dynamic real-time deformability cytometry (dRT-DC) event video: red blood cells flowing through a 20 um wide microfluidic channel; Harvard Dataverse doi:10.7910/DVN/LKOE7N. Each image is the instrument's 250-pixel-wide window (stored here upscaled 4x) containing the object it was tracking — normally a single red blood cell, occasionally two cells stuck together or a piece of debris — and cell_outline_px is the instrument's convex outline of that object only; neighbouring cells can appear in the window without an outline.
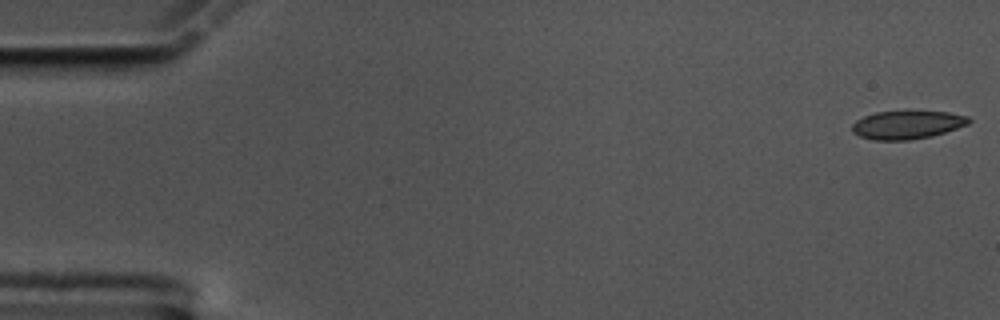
{"species": "common noctule bat (a hibernating species)", "species_latin": "Nyctalus noctula", "temperature_condition": "cold", "stored_images_in_passage": 10, "camera_frame_rate_fps": 3000, "um_per_image_px": 0.085, "animal": {"sex": "male", "body_mass_g": 17.5, "forearm_length_mm": 52.3}, "frame": {"image": 1, "passage_image": 1, "time_ms": 0.0, "image_size_px": [1000, 320], "cell_outline_px": [[972, 120], [968, 124], [932, 136], [912, 140], [872, 140], [860, 136], [852, 132], [852, 124], [856, 120], [864, 116], [876, 112], [948, 112], [968, 116]], "centroid_in_image_um": [77.09, 10.62], "position_along_channel_um": 7.9, "area_um2": 19.07}}